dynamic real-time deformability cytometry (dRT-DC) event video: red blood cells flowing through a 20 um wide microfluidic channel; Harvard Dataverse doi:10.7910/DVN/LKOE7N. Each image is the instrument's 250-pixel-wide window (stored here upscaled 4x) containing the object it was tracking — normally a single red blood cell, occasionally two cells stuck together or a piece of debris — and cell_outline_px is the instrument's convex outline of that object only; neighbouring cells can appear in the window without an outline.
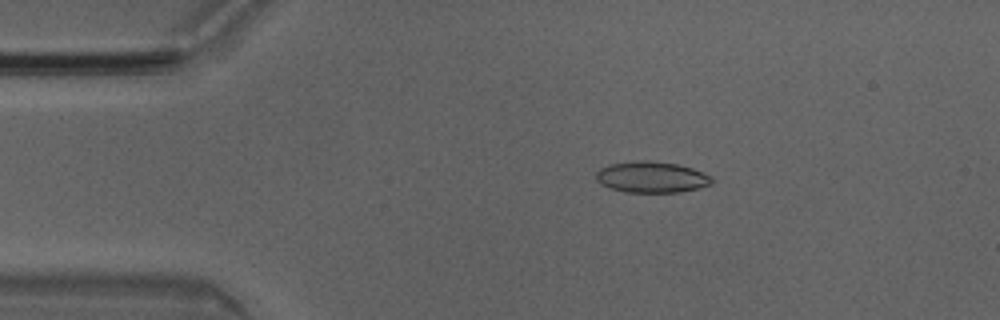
{"species": "Egyptian fruit bat (a non-hibernating species)", "species_latin": "Rousettus aegyptiacus", "temperature_condition": "room temperature", "stored_images_in_passage": 50, "camera_frame_rate_fps": 3000, "um_per_image_px": 0.085, "animal": {"sex": "male"}, "frame": {"image": 1, "passage_image": 9, "time_ms": 2.667, "image_size_px": [1000, 320], "cell_outline_px": [[712, 184], [700, 188], [680, 192], [624, 192], [608, 188], [600, 184], [596, 180], [596, 172], [600, 168], [612, 164], [636, 160], [648, 160], [680, 164], [692, 168], [712, 176]], "centroid_in_image_um": [55.38, 15.05], "position_along_channel_um": 29.6, "area_um2": 21.27}}
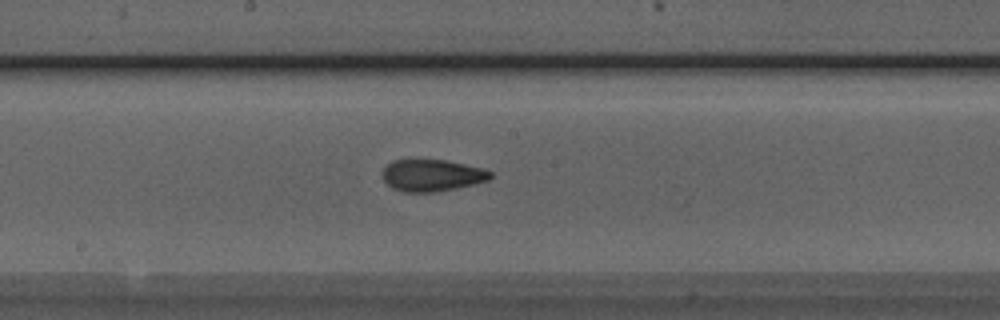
{"frame": {"image": 2, "passage_image": 26, "time_ms": 8.333, "image_size_px": [1000, 320], "cell_outline_px": [[492, 176], [488, 180], [476, 184], [436, 192], [404, 192], [392, 188], [384, 180], [380, 172], [392, 160], [444, 160], [484, 168], [492, 172]], "centroid_in_image_um": [36.71, 14.91], "position_along_channel_um": 211.5, "area_um2": 20.11}}
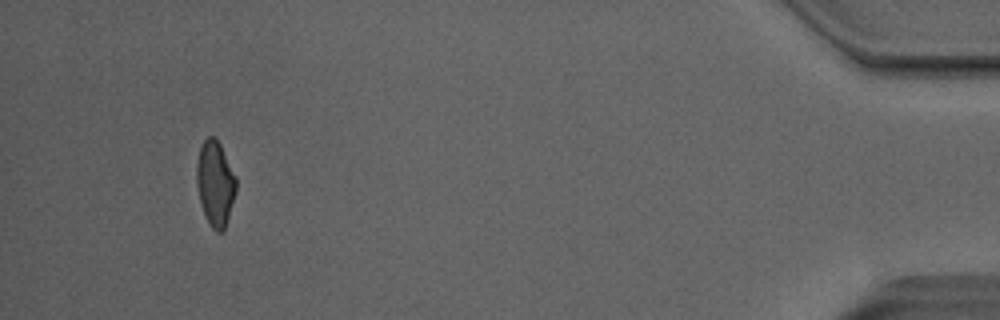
{"frame": {"image": 3, "passage_image": 47, "time_ms": 15.333, "image_size_px": [1000, 320], "cell_outline_px": [[236, 192], [224, 232], [216, 232], [212, 228], [204, 212], [200, 200], [196, 184], [196, 164], [200, 148], [204, 140], [208, 136], [216, 136], [236, 176]], "centroid_in_image_um": [18.3, 15.58], "position_along_channel_um": 416.9, "area_um2": 19.59}, "authors_computed_cell_mechanics": {"area_um2": 20.4323, "velocity_mm_per_s": 4.0499, "shape_relaxation_time_tau1_ms": 7.3326, "shape_relaxation_time_tau2_ms": 1.5452, "deformation_change_tau1": 0.1864, "deformation_change_tau2": 0.0681}}